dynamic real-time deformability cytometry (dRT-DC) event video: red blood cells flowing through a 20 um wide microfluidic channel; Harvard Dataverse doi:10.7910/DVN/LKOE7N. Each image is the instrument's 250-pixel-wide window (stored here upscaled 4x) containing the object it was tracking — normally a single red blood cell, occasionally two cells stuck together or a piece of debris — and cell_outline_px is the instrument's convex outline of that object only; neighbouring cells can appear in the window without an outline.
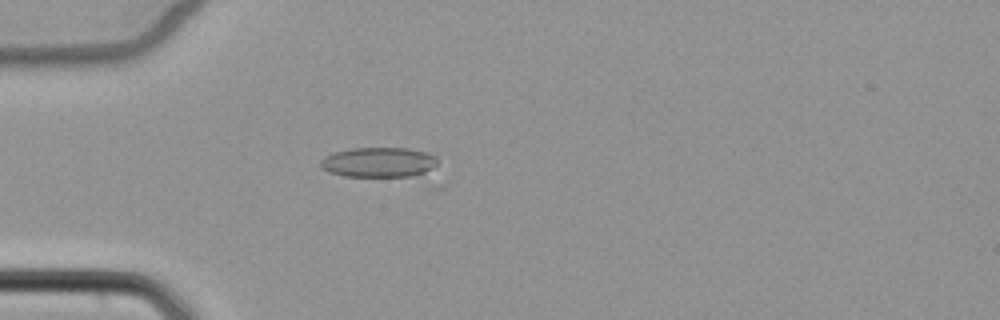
{"species": "common noctule bat (a hibernating species)", "species_latin": "Nyctalus noctula", "temperature_condition": "cold", "stored_images_in_passage": 3, "camera_frame_rate_fps": 3000, "um_per_image_px": 0.085, "animal": {"sex": "female", "body_mass_g": 22.7, "forearm_length_mm": 54.2}, "frame": {"image": 1, "passage_image": 3, "time_ms": 3.0, "image_size_px": [1000, 320], "cell_outline_px": [[436, 164], [424, 172], [412, 176], [344, 176], [328, 172], [320, 168], [320, 160], [324, 156], [336, 152], [352, 148], [408, 148], [424, 152], [436, 156]], "centroid_in_image_um": [32.12, 13.79], "position_along_channel_um": 52.9, "area_um2": 20.23}}